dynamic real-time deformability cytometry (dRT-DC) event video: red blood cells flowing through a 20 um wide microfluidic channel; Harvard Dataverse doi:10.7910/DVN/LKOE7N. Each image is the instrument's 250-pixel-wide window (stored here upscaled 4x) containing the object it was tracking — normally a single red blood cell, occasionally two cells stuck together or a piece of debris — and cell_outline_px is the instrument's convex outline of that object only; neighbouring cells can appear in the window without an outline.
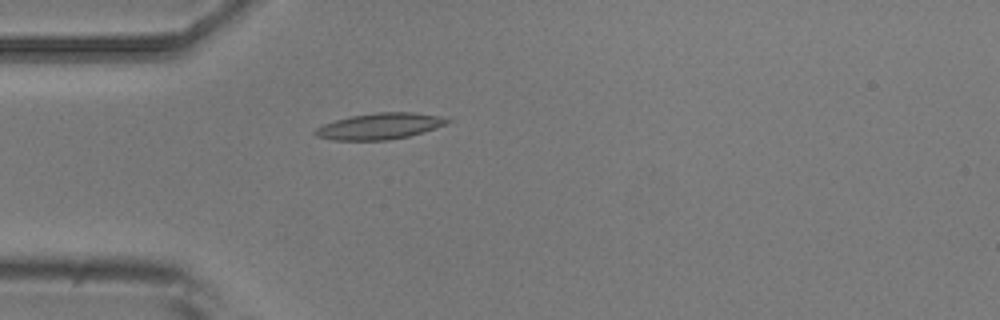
{"species": "common noctule bat (a hibernating species)", "species_latin": "Nyctalus noctula", "temperature_condition": "room temperature", "stored_images_in_passage": 4, "camera_frame_rate_fps": 3000, "um_per_image_px": 0.085, "animal": {"sex": "male", "body_mass_g": 20.5, "forearm_length_mm": 52.5}, "frame": {"image": 1, "passage_image": 4, "time_ms": 4.0, "image_size_px": [1000, 320], "cell_outline_px": [[452, 120], [448, 124], [424, 132], [408, 136], [388, 140], [332, 140], [316, 136], [312, 132], [316, 128], [324, 124], [336, 120], [352, 116], [376, 112], [412, 112], [440, 116]], "centroid_in_image_um": [32.29, 10.73], "position_along_channel_um": 52.7, "area_um2": 20.17}}